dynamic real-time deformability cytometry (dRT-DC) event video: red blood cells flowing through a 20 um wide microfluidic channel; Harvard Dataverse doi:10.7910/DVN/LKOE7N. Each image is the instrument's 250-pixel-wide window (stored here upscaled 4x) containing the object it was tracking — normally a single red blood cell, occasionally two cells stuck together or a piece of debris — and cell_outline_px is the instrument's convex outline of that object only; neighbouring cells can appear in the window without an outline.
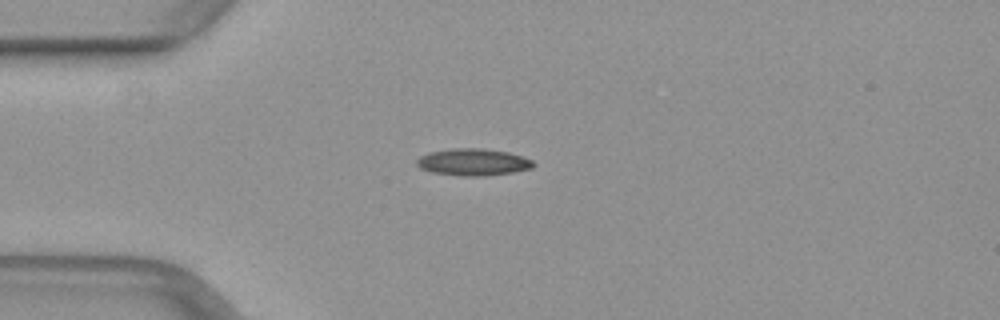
{"species": "common noctule bat (a hibernating species)", "species_latin": "Nyctalus noctula", "temperature_condition": "warm", "stored_images_in_passage": 38, "camera_frame_rate_fps": 3000, "um_per_image_px": 0.085, "animal": {"sex": "female", "body_mass_g": 29.2, "forearm_length_mm": 56.3}, "frame": {"image": 1, "passage_image": 1, "time_ms": 0.0, "image_size_px": [1000, 320], "cell_outline_px": [[536, 164], [532, 168], [512, 172], [484, 176], [464, 176], [432, 172], [420, 168], [416, 164], [416, 160], [420, 156], [428, 152], [456, 148], [484, 148], [508, 152], [532, 160]], "centroid_in_image_um": [40.2, 13.77], "position_along_channel_um": 44.8, "area_um2": 18.26}}
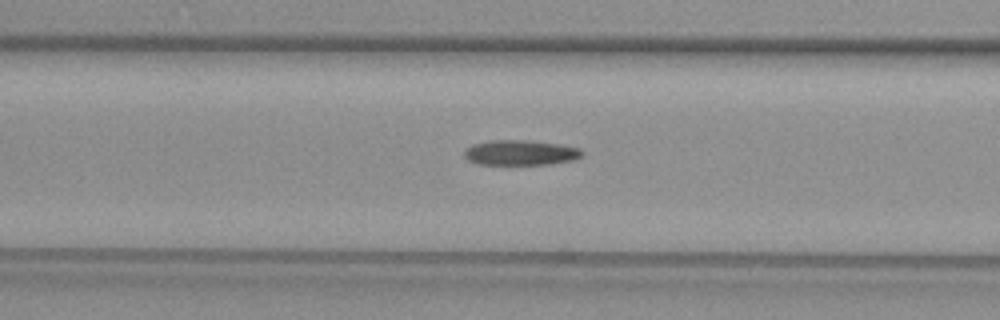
{"frame": {"image": 2, "passage_image": 8, "time_ms": 2.333, "image_size_px": [1000, 320], "cell_outline_px": [[584, 156], [576, 160], [548, 164], [476, 164], [468, 160], [464, 156], [464, 152], [472, 144], [492, 140], [524, 140], [560, 144], [580, 148], [584, 152]], "centroid_in_image_um": [44.29, 12.98], "position_along_channel_um": 122.3, "area_um2": 17.34}}
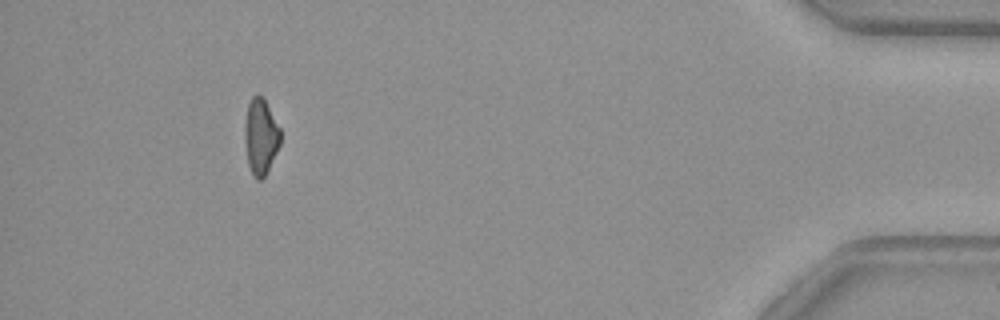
{"frame": {"image": 3, "passage_image": 34, "time_ms": 11.0, "image_size_px": [1000, 320], "cell_outline_px": [[280, 144], [264, 176], [260, 180], [256, 180], [252, 176], [248, 164], [244, 140], [244, 124], [248, 104], [252, 96], [264, 96], [280, 128]], "centroid_in_image_um": [22.14, 11.58], "position_along_channel_um": 413.1, "area_um2": 15.84}}